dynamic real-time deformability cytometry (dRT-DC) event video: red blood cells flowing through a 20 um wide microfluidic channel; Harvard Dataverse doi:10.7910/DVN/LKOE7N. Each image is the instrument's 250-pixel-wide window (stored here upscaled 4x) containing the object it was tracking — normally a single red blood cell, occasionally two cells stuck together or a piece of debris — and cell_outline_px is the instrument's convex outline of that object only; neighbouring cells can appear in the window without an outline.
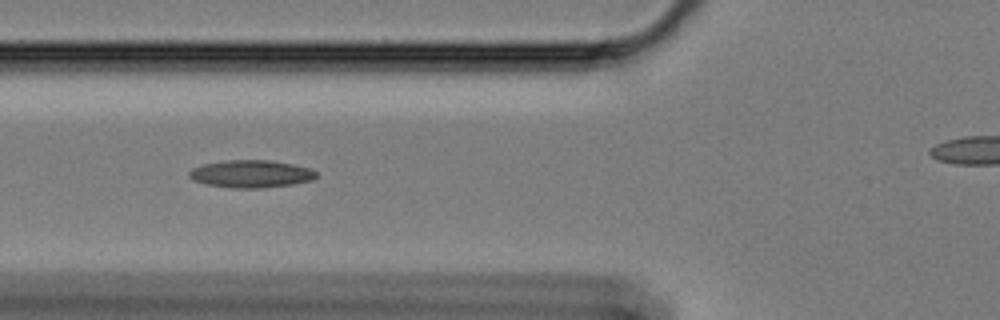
{"species": "Egyptian fruit bat (a non-hibernating species)", "species_latin": "Rousettus aegyptiacus", "temperature_condition": "cold", "stored_images_in_passage": 20, "camera_frame_rate_fps": 3000, "um_per_image_px": 0.085, "animal": {"sex": "female"}, "frame": {"image": 1, "passage_image": 9, "time_ms": 2.667, "image_size_px": [1000, 320], "cell_outline_px": [[316, 176], [312, 180], [292, 184], [260, 188], [232, 188], [208, 184], [192, 180], [188, 176], [188, 172], [192, 168], [204, 164], [224, 160], [268, 160], [292, 164], [312, 168], [316, 172]], "centroid_in_image_um": [21.32, 14.77], "position_along_channel_um": 104.5, "area_um2": 20.35}}
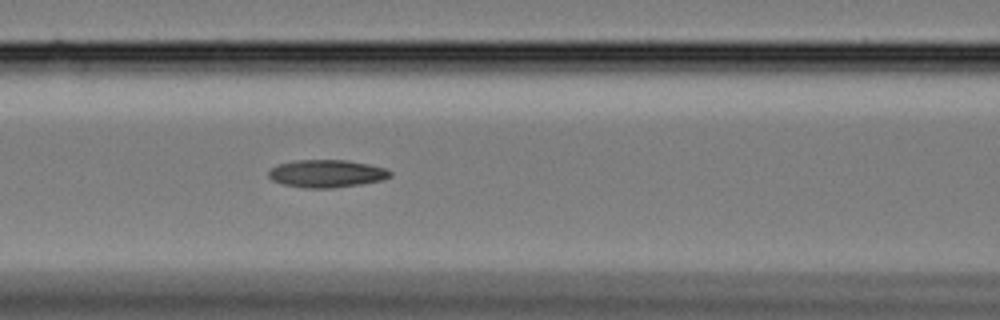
{"frame": {"image": 2, "passage_image": 12, "time_ms": 3.667, "image_size_px": [1000, 320], "cell_outline_px": [[392, 176], [380, 180], [360, 184], [332, 188], [304, 188], [284, 184], [272, 180], [268, 176], [268, 172], [272, 168], [280, 164], [296, 160], [348, 160], [368, 164], [384, 168], [392, 172]], "centroid_in_image_um": [27.76, 14.75], "position_along_channel_um": 138.8, "area_um2": 19.42}}
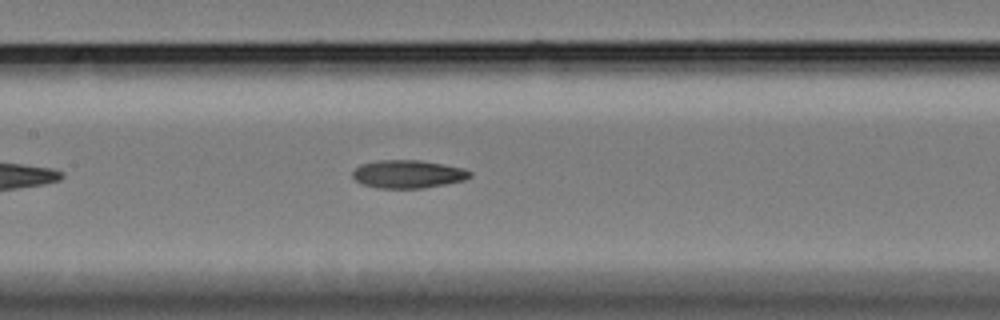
{"frame": {"image": 3, "passage_image": 15, "time_ms": 4.667, "image_size_px": [1000, 320], "cell_outline_px": [[472, 176], [464, 180], [424, 188], [376, 188], [360, 184], [352, 176], [352, 172], [360, 164], [376, 160], [420, 160], [464, 168], [472, 172]], "centroid_in_image_um": [34.65, 14.8], "position_along_channel_um": 172.7, "area_um2": 19.31}}